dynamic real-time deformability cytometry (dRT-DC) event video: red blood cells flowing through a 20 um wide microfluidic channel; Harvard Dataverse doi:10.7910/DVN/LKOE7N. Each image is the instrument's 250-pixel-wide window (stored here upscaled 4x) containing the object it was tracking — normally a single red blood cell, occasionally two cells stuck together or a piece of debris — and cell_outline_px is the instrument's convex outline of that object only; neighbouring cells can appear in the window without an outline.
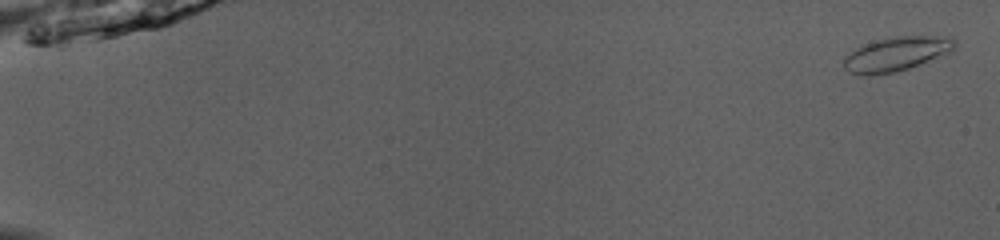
{"species": "common noctule bat (a hibernating species)", "species_latin": "Nyctalus noctula", "temperature_condition": "room temperature", "stored_images_in_passage": 52, "camera_frame_rate_fps": 3000, "um_per_image_px": 0.085, "animal": {"sex": "male", "body_mass_g": 13.0, "forearm_length_mm": 53.1}, "frame": {"image": 1, "passage_image": 2, "time_ms": 0.333, "image_size_px": [1000, 240], "cell_outline_px": [[956, 48], [952, 52], [944, 56], [896, 72], [868, 76], [848, 72], [844, 68], [844, 56], [856, 48], [864, 44], [896, 36], [952, 36], [956, 40]], "centroid_in_image_um": [76.25, 4.59], "position_along_channel_um": 8.7, "area_um2": 22.37}}
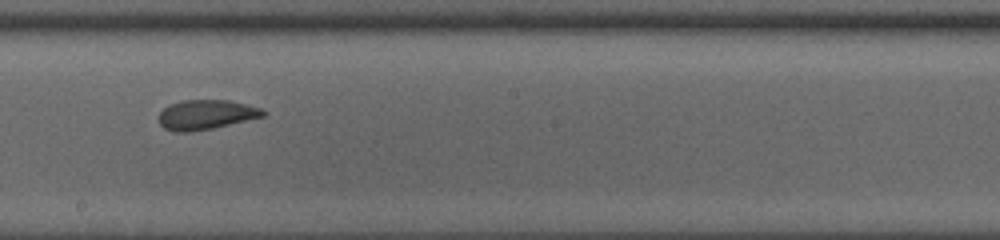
{"frame": {"image": 2, "passage_image": 32, "time_ms": 10.333, "image_size_px": [1000, 240], "cell_outline_px": [[268, 112], [264, 116], [212, 128], [188, 132], [172, 132], [164, 128], [160, 124], [160, 112], [164, 108], [180, 100], [228, 100], [260, 108]], "centroid_in_image_um": [17.5, 9.75], "position_along_channel_um": 230.7, "area_um2": 17.8}}
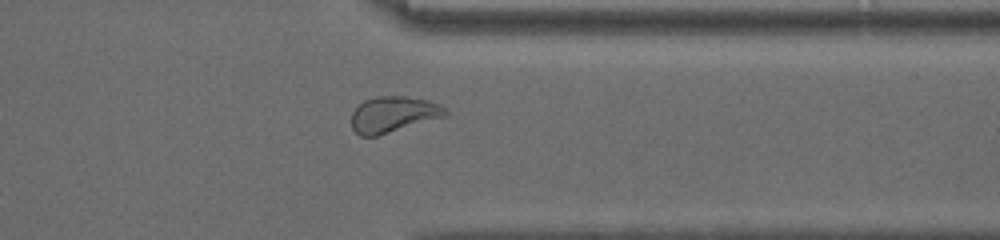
{"frame": {"image": 3, "passage_image": 43, "time_ms": 14.0, "image_size_px": [1000, 240], "cell_outline_px": [[448, 112], [444, 116], [376, 136], [360, 136], [352, 128], [352, 112], [364, 100], [376, 96], [404, 96], [428, 100], [440, 104]], "centroid_in_image_um": [33.4, 9.71], "position_along_channel_um": 378.0, "area_um2": 19.36}, "authors_computed_cell_mechanics": {"area_um2": 19.8254, "velocity_mm_per_s": 4.0408, "shape_relaxation_time_tau1_ms": 3.2683, "shape_relaxation_time_tau2_ms": 1.2461, "deformation_change_tau1": 0.0944, "deformation_change_tau2": 0.0586}}